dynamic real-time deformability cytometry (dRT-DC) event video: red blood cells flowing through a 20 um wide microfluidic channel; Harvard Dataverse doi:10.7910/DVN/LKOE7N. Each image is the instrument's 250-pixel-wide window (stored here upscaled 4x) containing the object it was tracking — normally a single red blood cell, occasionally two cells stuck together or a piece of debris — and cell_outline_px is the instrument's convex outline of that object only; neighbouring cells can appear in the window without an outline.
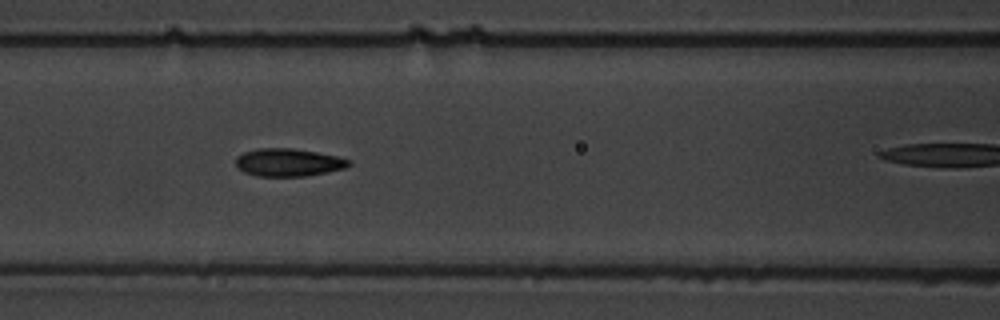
{"species": "common noctule bat (a hibernating species)", "species_latin": "Nyctalus noctula", "temperature_condition": "warm", "stored_images_in_passage": 14, "camera_frame_rate_fps": 3000, "um_per_image_px": 0.085, "animal": {"sex": "male", "body_mass_g": 19.5, "forearm_length_mm": 54.6}, "frame": {"image": 1, "passage_image": 7, "time_ms": 8.0, "image_size_px": [1000, 320], "cell_outline_px": [[352, 164], [344, 168], [328, 172], [304, 176], [256, 176], [244, 172], [236, 164], [236, 156], [244, 152], [256, 148], [292, 148], [316, 152], [336, 156], [352, 160]], "centroid_in_image_um": [24.52, 13.8], "position_along_channel_um": 142.1, "area_um2": 18.32}}
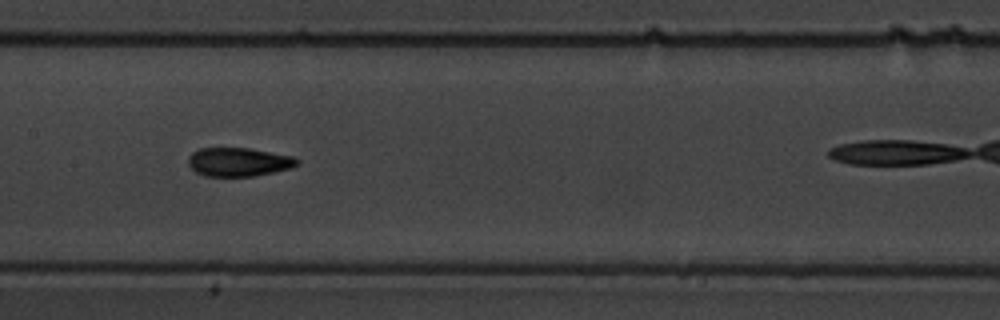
{"frame": {"image": 2, "passage_image": 8, "time_ms": 9.333, "image_size_px": [1000, 320], "cell_outline_px": [[300, 164], [292, 168], [252, 176], [204, 176], [196, 172], [188, 164], [188, 156], [192, 152], [200, 148], [248, 148], [292, 156], [300, 160]], "centroid_in_image_um": [20.28, 13.76], "position_along_channel_um": 187.1, "area_um2": 18.21}}
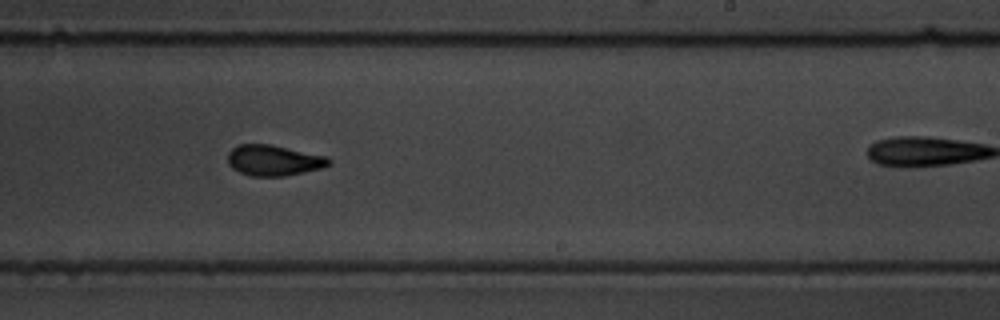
{"frame": {"image": 3, "passage_image": 10, "time_ms": 11.667, "image_size_px": [1000, 320], "cell_outline_px": [[332, 164], [324, 168], [284, 176], [252, 176], [240, 172], [232, 168], [228, 164], [228, 152], [232, 148], [240, 144], [272, 144], [328, 156], [332, 160]], "centroid_in_image_um": [23.32, 13.62], "position_along_channel_um": 265.7, "area_um2": 18.38}}